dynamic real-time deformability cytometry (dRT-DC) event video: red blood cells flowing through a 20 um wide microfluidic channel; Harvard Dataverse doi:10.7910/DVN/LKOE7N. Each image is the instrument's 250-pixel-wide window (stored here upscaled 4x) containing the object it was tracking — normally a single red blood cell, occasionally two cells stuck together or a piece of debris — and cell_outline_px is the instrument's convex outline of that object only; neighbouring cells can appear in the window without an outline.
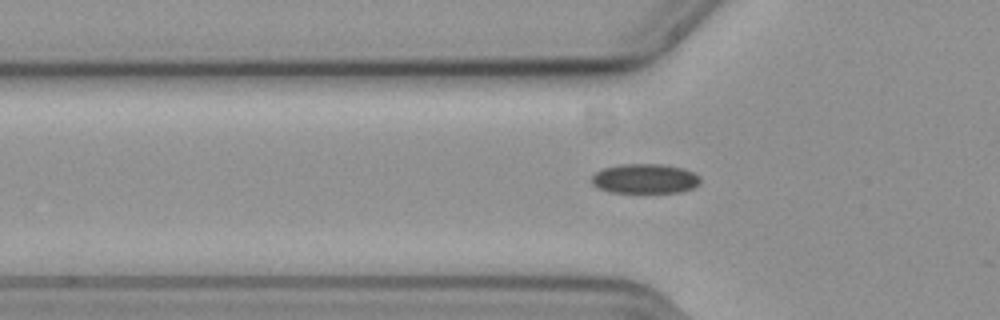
{"species": "common noctule bat (a hibernating species)", "species_latin": "Nyctalus noctula", "temperature_condition": "cold", "stored_images_in_passage": 7, "camera_frame_rate_fps": 3000, "um_per_image_px": 0.085, "animal": {"sex": "female", "body_mass_g": 19.3, "forearm_length_mm": 54.1}, "frame": {"image": 1, "passage_image": 4, "time_ms": 1.0, "image_size_px": [1000, 320], "cell_outline_px": [[700, 184], [692, 188], [680, 192], [608, 192], [592, 184], [592, 176], [596, 172], [604, 168], [620, 164], [664, 164], [684, 168], [700, 176]], "centroid_in_image_um": [54.84, 15.18], "position_along_channel_um": 71.0, "area_um2": 18.79}}